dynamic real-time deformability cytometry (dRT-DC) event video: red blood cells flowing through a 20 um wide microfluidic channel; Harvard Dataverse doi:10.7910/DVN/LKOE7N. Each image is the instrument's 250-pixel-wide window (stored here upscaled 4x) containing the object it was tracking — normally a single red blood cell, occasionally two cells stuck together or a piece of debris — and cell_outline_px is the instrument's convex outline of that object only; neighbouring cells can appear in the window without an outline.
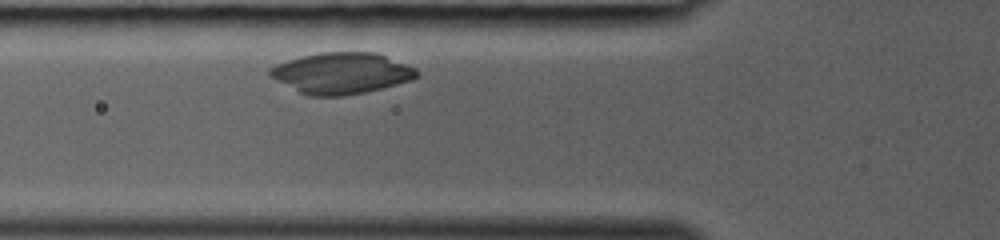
{"species": "common noctule bat (a hibernating species)", "species_latin": "Nyctalus noctula", "temperature_condition": "room temperature", "stored_images_in_passage": 14, "camera_frame_rate_fps": 3000, "um_per_image_px": 0.085, "animal": {"sex": "female", "body_mass_g": 19.0, "forearm_length_mm": 53.3}, "frame": {"image": 1, "passage_image": 3, "time_ms": 0.667, "image_size_px": [1000, 240], "cell_outline_px": [[420, 72], [412, 80], [364, 92], [344, 96], [308, 96], [268, 76], [268, 68], [276, 64], [300, 56], [320, 52], [376, 52], [416, 68]], "centroid_in_image_um": [29.0, 6.21], "position_along_channel_um": 96.8, "area_um2": 35.2}}
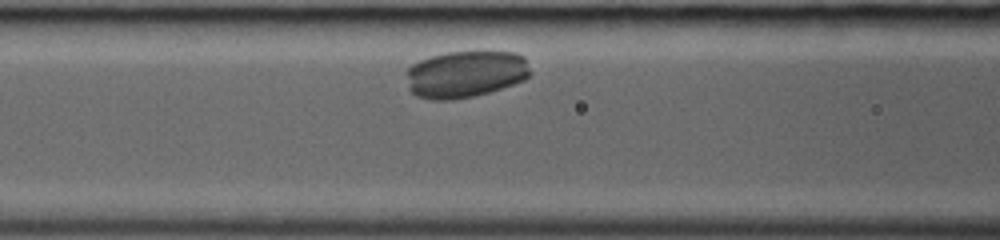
{"frame": {"image": 2, "passage_image": 5, "time_ms": 1.333, "image_size_px": [1000, 240], "cell_outline_px": [[532, 72], [524, 80], [476, 96], [452, 100], [432, 100], [416, 96], [408, 88], [408, 68], [412, 64], [420, 60], [432, 56], [448, 52], [516, 52], [524, 56]], "centroid_in_image_um": [39.58, 6.31], "position_along_channel_um": 127.0, "area_um2": 33.87}}